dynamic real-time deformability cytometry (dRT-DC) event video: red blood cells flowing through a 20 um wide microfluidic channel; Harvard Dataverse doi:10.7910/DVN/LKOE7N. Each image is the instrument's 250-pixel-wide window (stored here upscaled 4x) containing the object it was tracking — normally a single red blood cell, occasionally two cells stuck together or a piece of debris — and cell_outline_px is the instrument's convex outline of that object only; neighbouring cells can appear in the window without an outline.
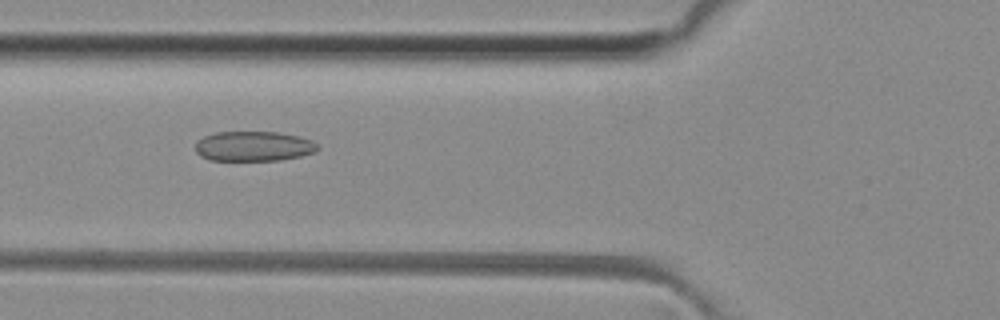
{"species": "common noctule bat (a hibernating species)", "species_latin": "Nyctalus noctula", "temperature_condition": "room temperature", "stored_images_in_passage": 36, "camera_frame_rate_fps": 3000, "um_per_image_px": 0.085, "animal": {"sex": "female", "body_mass_g": 29.2, "forearm_length_mm": 56.3}, "frame": {"image": 1, "passage_image": 5, "time_ms": 1.333, "image_size_px": [1000, 320], "cell_outline_px": [[320, 148], [316, 152], [300, 156], [280, 160], [208, 160], [200, 156], [196, 152], [196, 140], [204, 136], [216, 132], [276, 132], [296, 136], [312, 140]], "centroid_in_image_um": [21.53, 12.43], "position_along_channel_um": 104.3, "area_um2": 21.33}}
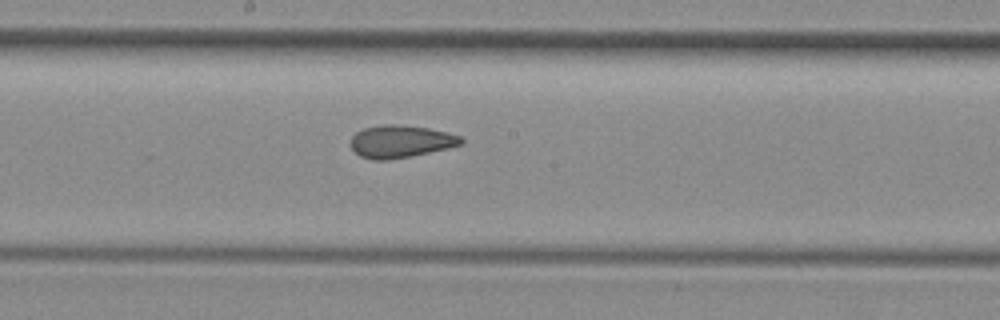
{"frame": {"image": 2, "passage_image": 13, "time_ms": 4.0, "image_size_px": [1000, 320], "cell_outline_px": [[464, 144], [448, 148], [412, 156], [388, 160], [372, 160], [360, 156], [352, 148], [352, 136], [356, 132], [364, 128], [384, 124], [396, 124], [428, 128], [460, 136], [464, 140]], "centroid_in_image_um": [34.06, 12.03], "position_along_channel_um": 214.1, "area_um2": 20.81}}
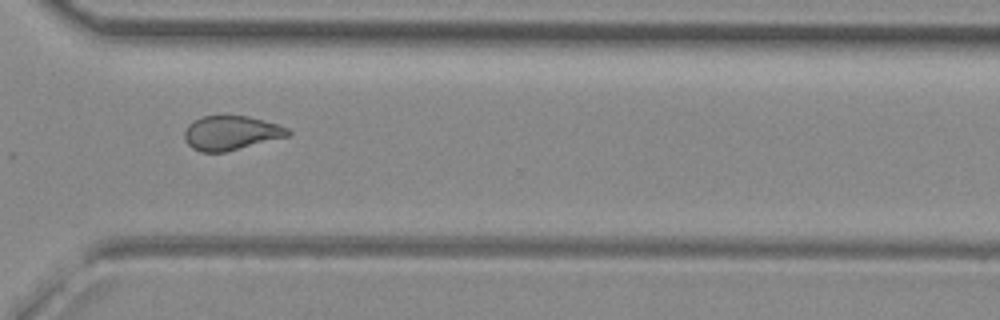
{"frame": {"image": 3, "passage_image": 23, "time_ms": 7.333, "image_size_px": [1000, 320], "cell_outline_px": [[292, 132], [288, 136], [224, 152], [200, 152], [192, 148], [184, 140], [184, 132], [188, 124], [192, 120], [204, 116], [248, 116], [276, 124], [288, 128]], "centroid_in_image_um": [19.59, 11.3], "position_along_channel_um": 351.0, "area_um2": 20.52}, "authors_computed_cell_mechanics": {"area_um2": 21.2126, "velocity_mm_per_s": 4.118, "shape_relaxation_time_tau1_ms": null, "shape_relaxation_time_tau2_ms": 2.1403, "deformation_change_tau1": null, "deformation_change_tau2": 0.0949}}